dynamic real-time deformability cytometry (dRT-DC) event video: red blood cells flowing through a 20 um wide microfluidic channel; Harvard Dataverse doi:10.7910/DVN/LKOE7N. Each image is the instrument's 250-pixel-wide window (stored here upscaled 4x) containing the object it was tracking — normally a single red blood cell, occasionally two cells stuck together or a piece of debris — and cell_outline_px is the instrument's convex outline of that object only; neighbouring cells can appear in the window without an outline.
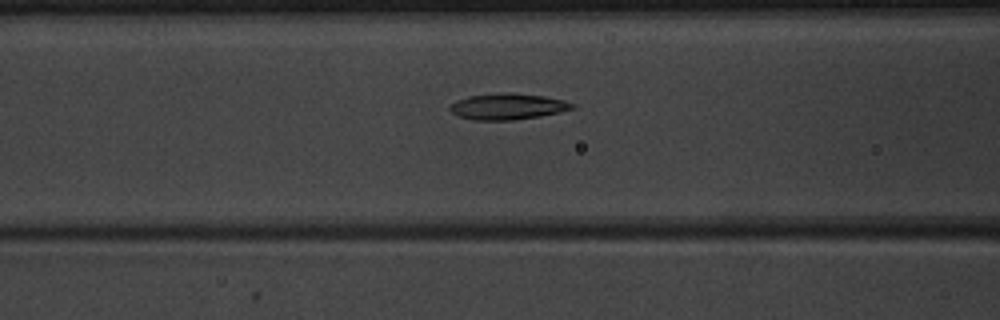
{"species": "common noctule bat (a hibernating species)", "species_latin": "Nyctalus noctula", "temperature_condition": "warm", "stored_images_in_passage": 40, "camera_frame_rate_fps": 3000, "um_per_image_px": 0.085, "animal": {"sex": "male", "body_mass_g": 20.1, "forearm_length_mm": 53.5}, "frame": {"image": 1, "passage_image": 11, "time_ms": 3.333, "image_size_px": [1000, 320], "cell_outline_px": [[576, 108], [560, 112], [540, 116], [512, 120], [472, 120], [460, 116], [452, 112], [448, 108], [448, 104], [456, 100], [468, 96], [504, 92], [508, 92], [544, 96], [564, 100], [576, 104]], "centroid_in_image_um": [43.15, 9.05], "position_along_channel_um": 123.4, "area_um2": 18.79}}
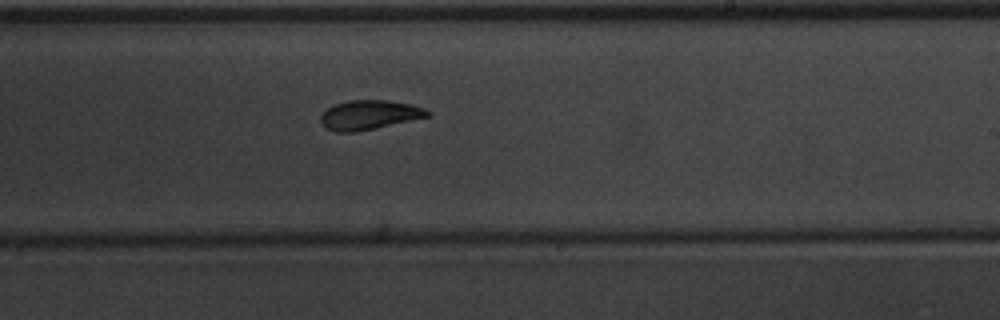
{"frame": {"image": 2, "passage_image": 21, "time_ms": 6.667, "image_size_px": [1000, 320], "cell_outline_px": [[432, 116], [356, 132], [336, 132], [324, 128], [320, 124], [320, 116], [332, 104], [348, 100], [388, 100], [408, 104], [424, 108], [432, 112]], "centroid_in_image_um": [31.36, 9.77], "position_along_channel_um": 257.6, "area_um2": 18.5}}
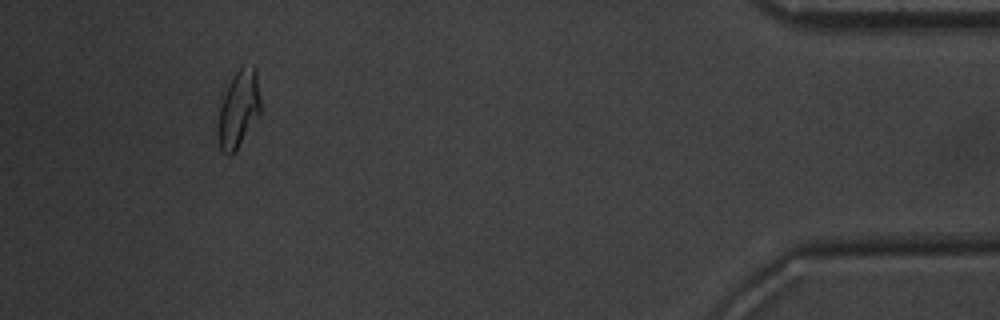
{"frame": {"image": 3, "passage_image": 37, "time_ms": 12.0, "image_size_px": [1000, 320], "cell_outline_px": [[260, 112], [236, 148], [228, 156], [220, 148], [216, 132], [220, 104], [232, 76], [240, 68], [256, 68], [260, 96]], "centroid_in_image_um": [20.25, 9.27], "position_along_channel_um": 415.0, "area_um2": 18.55}, "authors_computed_cell_mechanics": {"area_um2": 18.5538, "velocity_mm_per_s": 4.0324, "shape_relaxation_time_tau1_ms": 4.7665, "shape_relaxation_time_tau2_ms": 3.1409, "deformation_change_tau1": 0.1628, "deformation_change_tau2": 0.0933}}